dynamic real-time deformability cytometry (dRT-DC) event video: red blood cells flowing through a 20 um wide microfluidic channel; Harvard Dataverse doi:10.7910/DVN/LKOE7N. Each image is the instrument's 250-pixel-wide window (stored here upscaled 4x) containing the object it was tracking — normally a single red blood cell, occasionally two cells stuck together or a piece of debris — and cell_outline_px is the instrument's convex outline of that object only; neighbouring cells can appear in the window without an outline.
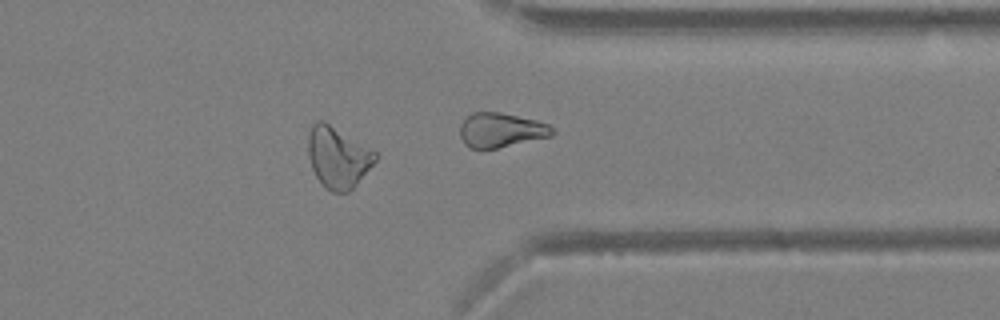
{"species": "Egyptian fruit bat (a non-hibernating species)", "species_latin": "Rousettus aegyptiacus", "temperature_condition": "warm", "stored_images_in_passage": 37, "camera_frame_rate_fps": 3000, "um_per_image_px": 0.085, "animal": {"sex": "female"}, "frame": {"image": 1, "passage_image": 32, "time_ms": 10.333, "image_size_px": [1000, 320], "cell_outline_px": [[380, 156], [356, 184], [348, 192], [332, 192], [324, 188], [316, 176], [312, 168], [308, 156], [308, 136], [312, 124], [316, 120], [324, 120], [376, 152]], "centroid_in_image_um": [28.71, 13.37], "position_along_channel_um": 382.7, "area_um2": 23.93}}